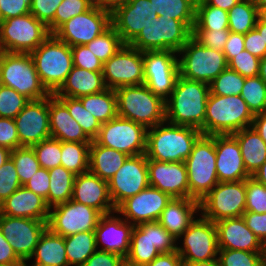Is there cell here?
Here are the masks:
<instances>
[{
  "instance_id": "obj_1",
  "label": "cell",
  "mask_w": 266,
  "mask_h": 266,
  "mask_svg": "<svg viewBox=\"0 0 266 266\" xmlns=\"http://www.w3.org/2000/svg\"><path fill=\"white\" fill-rule=\"evenodd\" d=\"M209 93V84L178 76L171 97L165 101L166 121L202 132Z\"/></svg>"
},
{
  "instance_id": "obj_2",
  "label": "cell",
  "mask_w": 266,
  "mask_h": 266,
  "mask_svg": "<svg viewBox=\"0 0 266 266\" xmlns=\"http://www.w3.org/2000/svg\"><path fill=\"white\" fill-rule=\"evenodd\" d=\"M201 135L200 130L190 126L161 122L147 129L146 157L164 162H185Z\"/></svg>"
},
{
  "instance_id": "obj_3",
  "label": "cell",
  "mask_w": 266,
  "mask_h": 266,
  "mask_svg": "<svg viewBox=\"0 0 266 266\" xmlns=\"http://www.w3.org/2000/svg\"><path fill=\"white\" fill-rule=\"evenodd\" d=\"M254 115L240 95L209 93L202 134L227 135L252 125Z\"/></svg>"
},
{
  "instance_id": "obj_4",
  "label": "cell",
  "mask_w": 266,
  "mask_h": 266,
  "mask_svg": "<svg viewBox=\"0 0 266 266\" xmlns=\"http://www.w3.org/2000/svg\"><path fill=\"white\" fill-rule=\"evenodd\" d=\"M118 116L144 125L147 129L166 121L165 101L145 84L115 90Z\"/></svg>"
},
{
  "instance_id": "obj_5",
  "label": "cell",
  "mask_w": 266,
  "mask_h": 266,
  "mask_svg": "<svg viewBox=\"0 0 266 266\" xmlns=\"http://www.w3.org/2000/svg\"><path fill=\"white\" fill-rule=\"evenodd\" d=\"M30 54L42 84L51 94H54L73 68L71 47L54 34H50Z\"/></svg>"
},
{
  "instance_id": "obj_6",
  "label": "cell",
  "mask_w": 266,
  "mask_h": 266,
  "mask_svg": "<svg viewBox=\"0 0 266 266\" xmlns=\"http://www.w3.org/2000/svg\"><path fill=\"white\" fill-rule=\"evenodd\" d=\"M189 199H202L219 183L216 173L215 135L202 134L185 160Z\"/></svg>"
},
{
  "instance_id": "obj_7",
  "label": "cell",
  "mask_w": 266,
  "mask_h": 266,
  "mask_svg": "<svg viewBox=\"0 0 266 266\" xmlns=\"http://www.w3.org/2000/svg\"><path fill=\"white\" fill-rule=\"evenodd\" d=\"M0 79L1 85L13 88L29 100L51 95L42 84L30 53L3 52L0 57Z\"/></svg>"
},
{
  "instance_id": "obj_8",
  "label": "cell",
  "mask_w": 266,
  "mask_h": 266,
  "mask_svg": "<svg viewBox=\"0 0 266 266\" xmlns=\"http://www.w3.org/2000/svg\"><path fill=\"white\" fill-rule=\"evenodd\" d=\"M178 54L179 76L188 80L210 84L228 67L223 51L203 46L193 36Z\"/></svg>"
},
{
  "instance_id": "obj_9",
  "label": "cell",
  "mask_w": 266,
  "mask_h": 266,
  "mask_svg": "<svg viewBox=\"0 0 266 266\" xmlns=\"http://www.w3.org/2000/svg\"><path fill=\"white\" fill-rule=\"evenodd\" d=\"M176 239L158 221L134 226L130 250L125 257L129 266H146L160 253L176 251Z\"/></svg>"
},
{
  "instance_id": "obj_10",
  "label": "cell",
  "mask_w": 266,
  "mask_h": 266,
  "mask_svg": "<svg viewBox=\"0 0 266 266\" xmlns=\"http://www.w3.org/2000/svg\"><path fill=\"white\" fill-rule=\"evenodd\" d=\"M192 33L193 30L183 21L158 16L129 45L142 52L173 50L178 53Z\"/></svg>"
},
{
  "instance_id": "obj_11",
  "label": "cell",
  "mask_w": 266,
  "mask_h": 266,
  "mask_svg": "<svg viewBox=\"0 0 266 266\" xmlns=\"http://www.w3.org/2000/svg\"><path fill=\"white\" fill-rule=\"evenodd\" d=\"M50 34L48 27L31 13L0 21L3 52L31 53Z\"/></svg>"
},
{
  "instance_id": "obj_12",
  "label": "cell",
  "mask_w": 266,
  "mask_h": 266,
  "mask_svg": "<svg viewBox=\"0 0 266 266\" xmlns=\"http://www.w3.org/2000/svg\"><path fill=\"white\" fill-rule=\"evenodd\" d=\"M246 208V180L219 182L200 201V215L217 222L241 217Z\"/></svg>"
},
{
  "instance_id": "obj_13",
  "label": "cell",
  "mask_w": 266,
  "mask_h": 266,
  "mask_svg": "<svg viewBox=\"0 0 266 266\" xmlns=\"http://www.w3.org/2000/svg\"><path fill=\"white\" fill-rule=\"evenodd\" d=\"M98 144L126 153L129 156L146 152L147 128L132 120L117 116L101 124Z\"/></svg>"
},
{
  "instance_id": "obj_14",
  "label": "cell",
  "mask_w": 266,
  "mask_h": 266,
  "mask_svg": "<svg viewBox=\"0 0 266 266\" xmlns=\"http://www.w3.org/2000/svg\"><path fill=\"white\" fill-rule=\"evenodd\" d=\"M102 74L106 88L113 90L144 84L143 52L124 44L103 63Z\"/></svg>"
},
{
  "instance_id": "obj_15",
  "label": "cell",
  "mask_w": 266,
  "mask_h": 266,
  "mask_svg": "<svg viewBox=\"0 0 266 266\" xmlns=\"http://www.w3.org/2000/svg\"><path fill=\"white\" fill-rule=\"evenodd\" d=\"M101 215L95 208L71 199L50 208L47 228L63 237L94 231Z\"/></svg>"
},
{
  "instance_id": "obj_16",
  "label": "cell",
  "mask_w": 266,
  "mask_h": 266,
  "mask_svg": "<svg viewBox=\"0 0 266 266\" xmlns=\"http://www.w3.org/2000/svg\"><path fill=\"white\" fill-rule=\"evenodd\" d=\"M178 54L173 50L144 51V84L164 101L170 97L179 76Z\"/></svg>"
},
{
  "instance_id": "obj_17",
  "label": "cell",
  "mask_w": 266,
  "mask_h": 266,
  "mask_svg": "<svg viewBox=\"0 0 266 266\" xmlns=\"http://www.w3.org/2000/svg\"><path fill=\"white\" fill-rule=\"evenodd\" d=\"M180 237L183 238V246H177L176 251L182 263L218 259L217 228L211 220L203 216L195 219Z\"/></svg>"
},
{
  "instance_id": "obj_18",
  "label": "cell",
  "mask_w": 266,
  "mask_h": 266,
  "mask_svg": "<svg viewBox=\"0 0 266 266\" xmlns=\"http://www.w3.org/2000/svg\"><path fill=\"white\" fill-rule=\"evenodd\" d=\"M111 26V11L95 4L63 23L53 34L70 47L85 45Z\"/></svg>"
},
{
  "instance_id": "obj_19",
  "label": "cell",
  "mask_w": 266,
  "mask_h": 266,
  "mask_svg": "<svg viewBox=\"0 0 266 266\" xmlns=\"http://www.w3.org/2000/svg\"><path fill=\"white\" fill-rule=\"evenodd\" d=\"M148 186L149 175L145 153L128 156L120 169L108 181L109 194L115 208Z\"/></svg>"
},
{
  "instance_id": "obj_20",
  "label": "cell",
  "mask_w": 266,
  "mask_h": 266,
  "mask_svg": "<svg viewBox=\"0 0 266 266\" xmlns=\"http://www.w3.org/2000/svg\"><path fill=\"white\" fill-rule=\"evenodd\" d=\"M47 220L10 217L0 214V230L17 257L30 261Z\"/></svg>"
},
{
  "instance_id": "obj_21",
  "label": "cell",
  "mask_w": 266,
  "mask_h": 266,
  "mask_svg": "<svg viewBox=\"0 0 266 266\" xmlns=\"http://www.w3.org/2000/svg\"><path fill=\"white\" fill-rule=\"evenodd\" d=\"M154 18L158 15L150 0H128L111 11V26L130 44Z\"/></svg>"
},
{
  "instance_id": "obj_22",
  "label": "cell",
  "mask_w": 266,
  "mask_h": 266,
  "mask_svg": "<svg viewBox=\"0 0 266 266\" xmlns=\"http://www.w3.org/2000/svg\"><path fill=\"white\" fill-rule=\"evenodd\" d=\"M171 200L167 193L149 185L135 196L123 201L116 208L115 213L122 214L125 220L137 226L157 221Z\"/></svg>"
},
{
  "instance_id": "obj_23",
  "label": "cell",
  "mask_w": 266,
  "mask_h": 266,
  "mask_svg": "<svg viewBox=\"0 0 266 266\" xmlns=\"http://www.w3.org/2000/svg\"><path fill=\"white\" fill-rule=\"evenodd\" d=\"M21 146L31 147L50 138L49 96L30 100L14 118Z\"/></svg>"
},
{
  "instance_id": "obj_24",
  "label": "cell",
  "mask_w": 266,
  "mask_h": 266,
  "mask_svg": "<svg viewBox=\"0 0 266 266\" xmlns=\"http://www.w3.org/2000/svg\"><path fill=\"white\" fill-rule=\"evenodd\" d=\"M149 185L173 198H189L185 162H164L147 159Z\"/></svg>"
},
{
  "instance_id": "obj_25",
  "label": "cell",
  "mask_w": 266,
  "mask_h": 266,
  "mask_svg": "<svg viewBox=\"0 0 266 266\" xmlns=\"http://www.w3.org/2000/svg\"><path fill=\"white\" fill-rule=\"evenodd\" d=\"M134 225L115 217L114 213L102 214L95 228L96 248L99 244L103 246L100 250L115 253L126 257L130 250L131 233Z\"/></svg>"
},
{
  "instance_id": "obj_26",
  "label": "cell",
  "mask_w": 266,
  "mask_h": 266,
  "mask_svg": "<svg viewBox=\"0 0 266 266\" xmlns=\"http://www.w3.org/2000/svg\"><path fill=\"white\" fill-rule=\"evenodd\" d=\"M216 173L219 182L240 181L247 173L240 145L232 134L215 135Z\"/></svg>"
},
{
  "instance_id": "obj_27",
  "label": "cell",
  "mask_w": 266,
  "mask_h": 266,
  "mask_svg": "<svg viewBox=\"0 0 266 266\" xmlns=\"http://www.w3.org/2000/svg\"><path fill=\"white\" fill-rule=\"evenodd\" d=\"M72 200L93 207L101 214L116 211L109 194L108 182L90 171L76 175Z\"/></svg>"
},
{
  "instance_id": "obj_28",
  "label": "cell",
  "mask_w": 266,
  "mask_h": 266,
  "mask_svg": "<svg viewBox=\"0 0 266 266\" xmlns=\"http://www.w3.org/2000/svg\"><path fill=\"white\" fill-rule=\"evenodd\" d=\"M215 224L219 249L264 252V244L247 227L242 216L222 219Z\"/></svg>"
},
{
  "instance_id": "obj_29",
  "label": "cell",
  "mask_w": 266,
  "mask_h": 266,
  "mask_svg": "<svg viewBox=\"0 0 266 266\" xmlns=\"http://www.w3.org/2000/svg\"><path fill=\"white\" fill-rule=\"evenodd\" d=\"M49 128L51 137L61 142L91 143L67 107L54 95L49 96Z\"/></svg>"
},
{
  "instance_id": "obj_30",
  "label": "cell",
  "mask_w": 266,
  "mask_h": 266,
  "mask_svg": "<svg viewBox=\"0 0 266 266\" xmlns=\"http://www.w3.org/2000/svg\"><path fill=\"white\" fill-rule=\"evenodd\" d=\"M49 210L45 199L24 186L0 204V214L18 218L48 220Z\"/></svg>"
},
{
  "instance_id": "obj_31",
  "label": "cell",
  "mask_w": 266,
  "mask_h": 266,
  "mask_svg": "<svg viewBox=\"0 0 266 266\" xmlns=\"http://www.w3.org/2000/svg\"><path fill=\"white\" fill-rule=\"evenodd\" d=\"M200 202L189 198H173L157 220L176 240L195 220L194 213L199 212Z\"/></svg>"
},
{
  "instance_id": "obj_32",
  "label": "cell",
  "mask_w": 266,
  "mask_h": 266,
  "mask_svg": "<svg viewBox=\"0 0 266 266\" xmlns=\"http://www.w3.org/2000/svg\"><path fill=\"white\" fill-rule=\"evenodd\" d=\"M106 89L102 71H89L73 66L65 82L54 93L56 97L79 98Z\"/></svg>"
},
{
  "instance_id": "obj_33",
  "label": "cell",
  "mask_w": 266,
  "mask_h": 266,
  "mask_svg": "<svg viewBox=\"0 0 266 266\" xmlns=\"http://www.w3.org/2000/svg\"><path fill=\"white\" fill-rule=\"evenodd\" d=\"M124 152L108 148L92 140L90 144L89 171L104 181H109L128 158Z\"/></svg>"
},
{
  "instance_id": "obj_34",
  "label": "cell",
  "mask_w": 266,
  "mask_h": 266,
  "mask_svg": "<svg viewBox=\"0 0 266 266\" xmlns=\"http://www.w3.org/2000/svg\"><path fill=\"white\" fill-rule=\"evenodd\" d=\"M31 258L39 266H69L65 250V237L48 228L41 234Z\"/></svg>"
},
{
  "instance_id": "obj_35",
  "label": "cell",
  "mask_w": 266,
  "mask_h": 266,
  "mask_svg": "<svg viewBox=\"0 0 266 266\" xmlns=\"http://www.w3.org/2000/svg\"><path fill=\"white\" fill-rule=\"evenodd\" d=\"M232 135L240 145L246 171L252 176L266 160V143L252 126Z\"/></svg>"
},
{
  "instance_id": "obj_36",
  "label": "cell",
  "mask_w": 266,
  "mask_h": 266,
  "mask_svg": "<svg viewBox=\"0 0 266 266\" xmlns=\"http://www.w3.org/2000/svg\"><path fill=\"white\" fill-rule=\"evenodd\" d=\"M78 99L101 124L118 116L117 99L113 89L106 88L99 93L85 95Z\"/></svg>"
},
{
  "instance_id": "obj_37",
  "label": "cell",
  "mask_w": 266,
  "mask_h": 266,
  "mask_svg": "<svg viewBox=\"0 0 266 266\" xmlns=\"http://www.w3.org/2000/svg\"><path fill=\"white\" fill-rule=\"evenodd\" d=\"M49 176L50 189L45 200L47 206L51 208L71 200L76 175L63 166H58L49 170Z\"/></svg>"
},
{
  "instance_id": "obj_38",
  "label": "cell",
  "mask_w": 266,
  "mask_h": 266,
  "mask_svg": "<svg viewBox=\"0 0 266 266\" xmlns=\"http://www.w3.org/2000/svg\"><path fill=\"white\" fill-rule=\"evenodd\" d=\"M65 250L69 266H82L97 250L95 232L85 231L65 237Z\"/></svg>"
},
{
  "instance_id": "obj_39",
  "label": "cell",
  "mask_w": 266,
  "mask_h": 266,
  "mask_svg": "<svg viewBox=\"0 0 266 266\" xmlns=\"http://www.w3.org/2000/svg\"><path fill=\"white\" fill-rule=\"evenodd\" d=\"M258 20V8L252 0H239L228 11L229 31L247 34L256 26Z\"/></svg>"
},
{
  "instance_id": "obj_40",
  "label": "cell",
  "mask_w": 266,
  "mask_h": 266,
  "mask_svg": "<svg viewBox=\"0 0 266 266\" xmlns=\"http://www.w3.org/2000/svg\"><path fill=\"white\" fill-rule=\"evenodd\" d=\"M90 144L61 142V164L65 169L79 175L89 171Z\"/></svg>"
},
{
  "instance_id": "obj_41",
  "label": "cell",
  "mask_w": 266,
  "mask_h": 266,
  "mask_svg": "<svg viewBox=\"0 0 266 266\" xmlns=\"http://www.w3.org/2000/svg\"><path fill=\"white\" fill-rule=\"evenodd\" d=\"M197 0H150L158 16L176 19L186 23L192 30L195 24Z\"/></svg>"
},
{
  "instance_id": "obj_42",
  "label": "cell",
  "mask_w": 266,
  "mask_h": 266,
  "mask_svg": "<svg viewBox=\"0 0 266 266\" xmlns=\"http://www.w3.org/2000/svg\"><path fill=\"white\" fill-rule=\"evenodd\" d=\"M193 30H229L228 12L197 0Z\"/></svg>"
},
{
  "instance_id": "obj_43",
  "label": "cell",
  "mask_w": 266,
  "mask_h": 266,
  "mask_svg": "<svg viewBox=\"0 0 266 266\" xmlns=\"http://www.w3.org/2000/svg\"><path fill=\"white\" fill-rule=\"evenodd\" d=\"M68 109L69 114L80 124L85 134L94 140L99 133L101 123L87 111L78 98L57 97Z\"/></svg>"
},
{
  "instance_id": "obj_44",
  "label": "cell",
  "mask_w": 266,
  "mask_h": 266,
  "mask_svg": "<svg viewBox=\"0 0 266 266\" xmlns=\"http://www.w3.org/2000/svg\"><path fill=\"white\" fill-rule=\"evenodd\" d=\"M124 45L120 35L110 26L85 46L103 63L108 61Z\"/></svg>"
},
{
  "instance_id": "obj_45",
  "label": "cell",
  "mask_w": 266,
  "mask_h": 266,
  "mask_svg": "<svg viewBox=\"0 0 266 266\" xmlns=\"http://www.w3.org/2000/svg\"><path fill=\"white\" fill-rule=\"evenodd\" d=\"M10 158L13 160L22 186L27 183L40 168L32 147H18L11 151Z\"/></svg>"
},
{
  "instance_id": "obj_46",
  "label": "cell",
  "mask_w": 266,
  "mask_h": 266,
  "mask_svg": "<svg viewBox=\"0 0 266 266\" xmlns=\"http://www.w3.org/2000/svg\"><path fill=\"white\" fill-rule=\"evenodd\" d=\"M244 82L245 77L227 67L209 84L210 93L220 96L240 95Z\"/></svg>"
},
{
  "instance_id": "obj_47",
  "label": "cell",
  "mask_w": 266,
  "mask_h": 266,
  "mask_svg": "<svg viewBox=\"0 0 266 266\" xmlns=\"http://www.w3.org/2000/svg\"><path fill=\"white\" fill-rule=\"evenodd\" d=\"M240 96L247 103L253 115L259 114L262 111L266 97V85L259 76L247 77Z\"/></svg>"
},
{
  "instance_id": "obj_48",
  "label": "cell",
  "mask_w": 266,
  "mask_h": 266,
  "mask_svg": "<svg viewBox=\"0 0 266 266\" xmlns=\"http://www.w3.org/2000/svg\"><path fill=\"white\" fill-rule=\"evenodd\" d=\"M41 168L53 169L61 164V141L53 137L31 146Z\"/></svg>"
},
{
  "instance_id": "obj_49",
  "label": "cell",
  "mask_w": 266,
  "mask_h": 266,
  "mask_svg": "<svg viewBox=\"0 0 266 266\" xmlns=\"http://www.w3.org/2000/svg\"><path fill=\"white\" fill-rule=\"evenodd\" d=\"M220 266H264V252L219 249Z\"/></svg>"
},
{
  "instance_id": "obj_50",
  "label": "cell",
  "mask_w": 266,
  "mask_h": 266,
  "mask_svg": "<svg viewBox=\"0 0 266 266\" xmlns=\"http://www.w3.org/2000/svg\"><path fill=\"white\" fill-rule=\"evenodd\" d=\"M30 100L13 88L0 86V117L14 119Z\"/></svg>"
},
{
  "instance_id": "obj_51",
  "label": "cell",
  "mask_w": 266,
  "mask_h": 266,
  "mask_svg": "<svg viewBox=\"0 0 266 266\" xmlns=\"http://www.w3.org/2000/svg\"><path fill=\"white\" fill-rule=\"evenodd\" d=\"M95 0H63L54 15V32L72 17L90 10Z\"/></svg>"
},
{
  "instance_id": "obj_52",
  "label": "cell",
  "mask_w": 266,
  "mask_h": 266,
  "mask_svg": "<svg viewBox=\"0 0 266 266\" xmlns=\"http://www.w3.org/2000/svg\"><path fill=\"white\" fill-rule=\"evenodd\" d=\"M245 212L266 213V186L252 176L246 179Z\"/></svg>"
},
{
  "instance_id": "obj_53",
  "label": "cell",
  "mask_w": 266,
  "mask_h": 266,
  "mask_svg": "<svg viewBox=\"0 0 266 266\" xmlns=\"http://www.w3.org/2000/svg\"><path fill=\"white\" fill-rule=\"evenodd\" d=\"M21 186L16 167L9 157L0 167V204Z\"/></svg>"
},
{
  "instance_id": "obj_54",
  "label": "cell",
  "mask_w": 266,
  "mask_h": 266,
  "mask_svg": "<svg viewBox=\"0 0 266 266\" xmlns=\"http://www.w3.org/2000/svg\"><path fill=\"white\" fill-rule=\"evenodd\" d=\"M259 67L260 59L245 49L228 62V68L238 72L245 78L258 76Z\"/></svg>"
},
{
  "instance_id": "obj_55",
  "label": "cell",
  "mask_w": 266,
  "mask_h": 266,
  "mask_svg": "<svg viewBox=\"0 0 266 266\" xmlns=\"http://www.w3.org/2000/svg\"><path fill=\"white\" fill-rule=\"evenodd\" d=\"M63 0H31L30 13L43 22L51 34L54 33V15Z\"/></svg>"
},
{
  "instance_id": "obj_56",
  "label": "cell",
  "mask_w": 266,
  "mask_h": 266,
  "mask_svg": "<svg viewBox=\"0 0 266 266\" xmlns=\"http://www.w3.org/2000/svg\"><path fill=\"white\" fill-rule=\"evenodd\" d=\"M73 66L89 71H102L103 62L93 54L85 45L71 47Z\"/></svg>"
},
{
  "instance_id": "obj_57",
  "label": "cell",
  "mask_w": 266,
  "mask_h": 266,
  "mask_svg": "<svg viewBox=\"0 0 266 266\" xmlns=\"http://www.w3.org/2000/svg\"><path fill=\"white\" fill-rule=\"evenodd\" d=\"M229 34V30H193L192 36L203 46L223 51Z\"/></svg>"
},
{
  "instance_id": "obj_58",
  "label": "cell",
  "mask_w": 266,
  "mask_h": 266,
  "mask_svg": "<svg viewBox=\"0 0 266 266\" xmlns=\"http://www.w3.org/2000/svg\"><path fill=\"white\" fill-rule=\"evenodd\" d=\"M0 146L11 151L22 147L19 142L14 119L0 117Z\"/></svg>"
},
{
  "instance_id": "obj_59",
  "label": "cell",
  "mask_w": 266,
  "mask_h": 266,
  "mask_svg": "<svg viewBox=\"0 0 266 266\" xmlns=\"http://www.w3.org/2000/svg\"><path fill=\"white\" fill-rule=\"evenodd\" d=\"M23 186L46 200L50 189L49 170L40 167Z\"/></svg>"
},
{
  "instance_id": "obj_60",
  "label": "cell",
  "mask_w": 266,
  "mask_h": 266,
  "mask_svg": "<svg viewBox=\"0 0 266 266\" xmlns=\"http://www.w3.org/2000/svg\"><path fill=\"white\" fill-rule=\"evenodd\" d=\"M31 0H0L1 21L30 13Z\"/></svg>"
},
{
  "instance_id": "obj_61",
  "label": "cell",
  "mask_w": 266,
  "mask_h": 266,
  "mask_svg": "<svg viewBox=\"0 0 266 266\" xmlns=\"http://www.w3.org/2000/svg\"><path fill=\"white\" fill-rule=\"evenodd\" d=\"M125 258L115 253L96 250L82 266H124Z\"/></svg>"
},
{
  "instance_id": "obj_62",
  "label": "cell",
  "mask_w": 266,
  "mask_h": 266,
  "mask_svg": "<svg viewBox=\"0 0 266 266\" xmlns=\"http://www.w3.org/2000/svg\"><path fill=\"white\" fill-rule=\"evenodd\" d=\"M244 218L247 227L257 236V238L266 244V213L258 214L255 212H245Z\"/></svg>"
},
{
  "instance_id": "obj_63",
  "label": "cell",
  "mask_w": 266,
  "mask_h": 266,
  "mask_svg": "<svg viewBox=\"0 0 266 266\" xmlns=\"http://www.w3.org/2000/svg\"><path fill=\"white\" fill-rule=\"evenodd\" d=\"M244 46L245 50L259 59L266 56V45H264L262 35L256 28L244 35Z\"/></svg>"
},
{
  "instance_id": "obj_64",
  "label": "cell",
  "mask_w": 266,
  "mask_h": 266,
  "mask_svg": "<svg viewBox=\"0 0 266 266\" xmlns=\"http://www.w3.org/2000/svg\"><path fill=\"white\" fill-rule=\"evenodd\" d=\"M245 49L244 46V34H239L235 32H231L225 43V47L223 49V53L225 55V59L227 63L234 57L236 54L240 53Z\"/></svg>"
},
{
  "instance_id": "obj_65",
  "label": "cell",
  "mask_w": 266,
  "mask_h": 266,
  "mask_svg": "<svg viewBox=\"0 0 266 266\" xmlns=\"http://www.w3.org/2000/svg\"><path fill=\"white\" fill-rule=\"evenodd\" d=\"M20 261L0 230V265L15 264Z\"/></svg>"
},
{
  "instance_id": "obj_66",
  "label": "cell",
  "mask_w": 266,
  "mask_h": 266,
  "mask_svg": "<svg viewBox=\"0 0 266 266\" xmlns=\"http://www.w3.org/2000/svg\"><path fill=\"white\" fill-rule=\"evenodd\" d=\"M146 266H183L182 259L177 251L160 253Z\"/></svg>"
},
{
  "instance_id": "obj_67",
  "label": "cell",
  "mask_w": 266,
  "mask_h": 266,
  "mask_svg": "<svg viewBox=\"0 0 266 266\" xmlns=\"http://www.w3.org/2000/svg\"><path fill=\"white\" fill-rule=\"evenodd\" d=\"M266 143V115L256 114L251 125Z\"/></svg>"
},
{
  "instance_id": "obj_68",
  "label": "cell",
  "mask_w": 266,
  "mask_h": 266,
  "mask_svg": "<svg viewBox=\"0 0 266 266\" xmlns=\"http://www.w3.org/2000/svg\"><path fill=\"white\" fill-rule=\"evenodd\" d=\"M208 5L229 11L239 0H204Z\"/></svg>"
},
{
  "instance_id": "obj_69",
  "label": "cell",
  "mask_w": 266,
  "mask_h": 266,
  "mask_svg": "<svg viewBox=\"0 0 266 266\" xmlns=\"http://www.w3.org/2000/svg\"><path fill=\"white\" fill-rule=\"evenodd\" d=\"M128 0H95V4L100 6L103 9L112 11L119 5L126 3Z\"/></svg>"
},
{
  "instance_id": "obj_70",
  "label": "cell",
  "mask_w": 266,
  "mask_h": 266,
  "mask_svg": "<svg viewBox=\"0 0 266 266\" xmlns=\"http://www.w3.org/2000/svg\"><path fill=\"white\" fill-rule=\"evenodd\" d=\"M254 179L266 186V160L260 168L252 175Z\"/></svg>"
},
{
  "instance_id": "obj_71",
  "label": "cell",
  "mask_w": 266,
  "mask_h": 266,
  "mask_svg": "<svg viewBox=\"0 0 266 266\" xmlns=\"http://www.w3.org/2000/svg\"><path fill=\"white\" fill-rule=\"evenodd\" d=\"M183 266H220V263L218 259H213L201 262L183 263Z\"/></svg>"
},
{
  "instance_id": "obj_72",
  "label": "cell",
  "mask_w": 266,
  "mask_h": 266,
  "mask_svg": "<svg viewBox=\"0 0 266 266\" xmlns=\"http://www.w3.org/2000/svg\"><path fill=\"white\" fill-rule=\"evenodd\" d=\"M258 76L262 79L266 85V56L260 59V67Z\"/></svg>"
},
{
  "instance_id": "obj_73",
  "label": "cell",
  "mask_w": 266,
  "mask_h": 266,
  "mask_svg": "<svg viewBox=\"0 0 266 266\" xmlns=\"http://www.w3.org/2000/svg\"><path fill=\"white\" fill-rule=\"evenodd\" d=\"M255 28L262 35V39L264 40V45H266V23L261 22L259 19L256 22Z\"/></svg>"
},
{
  "instance_id": "obj_74",
  "label": "cell",
  "mask_w": 266,
  "mask_h": 266,
  "mask_svg": "<svg viewBox=\"0 0 266 266\" xmlns=\"http://www.w3.org/2000/svg\"><path fill=\"white\" fill-rule=\"evenodd\" d=\"M11 150L8 148L0 146V167L6 162L10 157Z\"/></svg>"
},
{
  "instance_id": "obj_75",
  "label": "cell",
  "mask_w": 266,
  "mask_h": 266,
  "mask_svg": "<svg viewBox=\"0 0 266 266\" xmlns=\"http://www.w3.org/2000/svg\"><path fill=\"white\" fill-rule=\"evenodd\" d=\"M258 19L261 22L266 23V6L258 8Z\"/></svg>"
},
{
  "instance_id": "obj_76",
  "label": "cell",
  "mask_w": 266,
  "mask_h": 266,
  "mask_svg": "<svg viewBox=\"0 0 266 266\" xmlns=\"http://www.w3.org/2000/svg\"><path fill=\"white\" fill-rule=\"evenodd\" d=\"M257 8L266 6V0H252Z\"/></svg>"
},
{
  "instance_id": "obj_77",
  "label": "cell",
  "mask_w": 266,
  "mask_h": 266,
  "mask_svg": "<svg viewBox=\"0 0 266 266\" xmlns=\"http://www.w3.org/2000/svg\"><path fill=\"white\" fill-rule=\"evenodd\" d=\"M0 266H26V261H20L15 264H9V265H0Z\"/></svg>"
},
{
  "instance_id": "obj_78",
  "label": "cell",
  "mask_w": 266,
  "mask_h": 266,
  "mask_svg": "<svg viewBox=\"0 0 266 266\" xmlns=\"http://www.w3.org/2000/svg\"><path fill=\"white\" fill-rule=\"evenodd\" d=\"M259 114H265V115H266V97H265V100H264V102H263V108H262V111H261Z\"/></svg>"
},
{
  "instance_id": "obj_79",
  "label": "cell",
  "mask_w": 266,
  "mask_h": 266,
  "mask_svg": "<svg viewBox=\"0 0 266 266\" xmlns=\"http://www.w3.org/2000/svg\"><path fill=\"white\" fill-rule=\"evenodd\" d=\"M264 264H266V244L264 245Z\"/></svg>"
},
{
  "instance_id": "obj_80",
  "label": "cell",
  "mask_w": 266,
  "mask_h": 266,
  "mask_svg": "<svg viewBox=\"0 0 266 266\" xmlns=\"http://www.w3.org/2000/svg\"><path fill=\"white\" fill-rule=\"evenodd\" d=\"M2 53H3V50H2V47H1V44H0V57H1Z\"/></svg>"
}]
</instances>
